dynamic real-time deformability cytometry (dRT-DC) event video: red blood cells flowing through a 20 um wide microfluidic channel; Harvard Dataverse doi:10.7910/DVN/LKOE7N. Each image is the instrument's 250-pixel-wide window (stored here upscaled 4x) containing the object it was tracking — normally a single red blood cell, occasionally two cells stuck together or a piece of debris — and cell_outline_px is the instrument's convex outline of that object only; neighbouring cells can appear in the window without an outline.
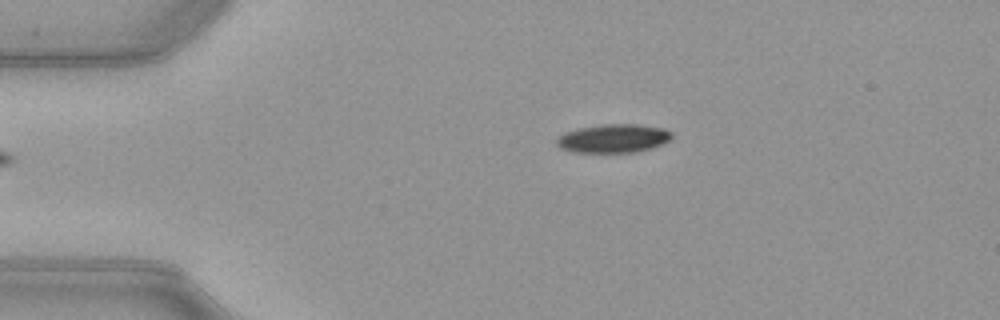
{"species": "common noctule bat (a hibernating species)", "species_latin": "Nyctalus noctula", "temperature_condition": "warm", "stored_images_in_passage": 42, "camera_frame_rate_fps": 3000, "um_per_image_px": 0.085, "animal": {"sex": "female", "body_mass_g": 21.9}, "frame": {"image": 1, "passage_image": 1, "time_ms": 0.0, "image_size_px": [1000, 320], "cell_outline_px": [[672, 136], [664, 144], [652, 148], [636, 152], [572, 152], [560, 148], [556, 144], [556, 140], [560, 136], [568, 132], [580, 128], [604, 124], [636, 124], [664, 128], [672, 132]], "centroid_in_image_um": [52.17, 11.77], "position_along_channel_um": 32.8, "area_um2": 19.07}}
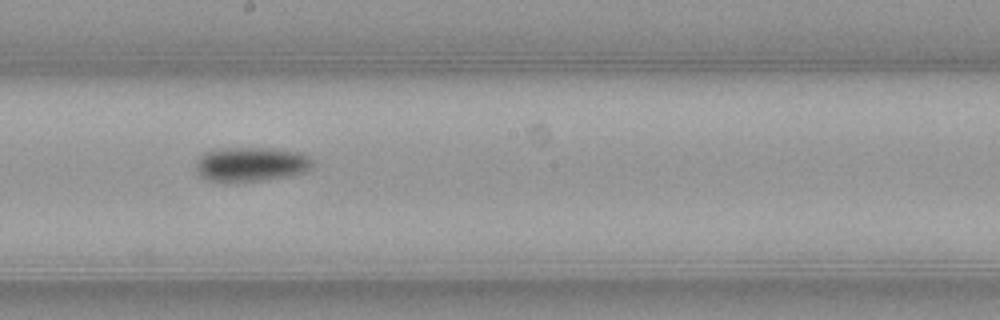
{"frame": {"image": 2, "passage_image": 19, "time_ms": 6.0, "image_size_px": [1000, 320], "cell_outline_px": [[312, 164], [308, 168], [300, 172], [284, 176], [264, 180], [224, 184], [204, 180], [196, 172], [196, 164], [200, 156], [204, 152], [224, 148], [272, 148], [304, 152], [312, 160]], "centroid_in_image_um": [21.25, 13.98], "position_along_channel_um": 227.0, "area_um2": 23.76}}
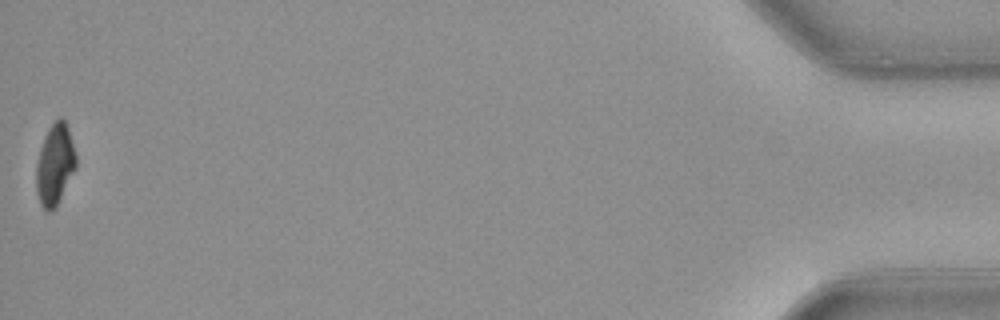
{"frame": {"image": 3, "passage_image": 42, "time_ms": 13.667, "image_size_px": [1000, 320], "cell_outline_px": [[76, 168], [56, 208], [52, 212], [48, 212], [40, 204], [36, 192], [36, 164], [40, 148], [44, 136], [48, 128], [60, 116], [64, 120], [68, 128], [76, 156]], "centroid_in_image_um": [4.66, 14.02], "position_along_channel_um": 430.5, "area_um2": 18.9}, "authors_computed_cell_mechanics": {"area_um2": 21.4149, "velocity_mm_per_s": 3.9965, "shape_relaxation_time_tau1_ms": 3.7708, "shape_relaxation_time_tau2_ms": null, "deformation_change_tau1": 0.1268, "deformation_change_tau2": null}}